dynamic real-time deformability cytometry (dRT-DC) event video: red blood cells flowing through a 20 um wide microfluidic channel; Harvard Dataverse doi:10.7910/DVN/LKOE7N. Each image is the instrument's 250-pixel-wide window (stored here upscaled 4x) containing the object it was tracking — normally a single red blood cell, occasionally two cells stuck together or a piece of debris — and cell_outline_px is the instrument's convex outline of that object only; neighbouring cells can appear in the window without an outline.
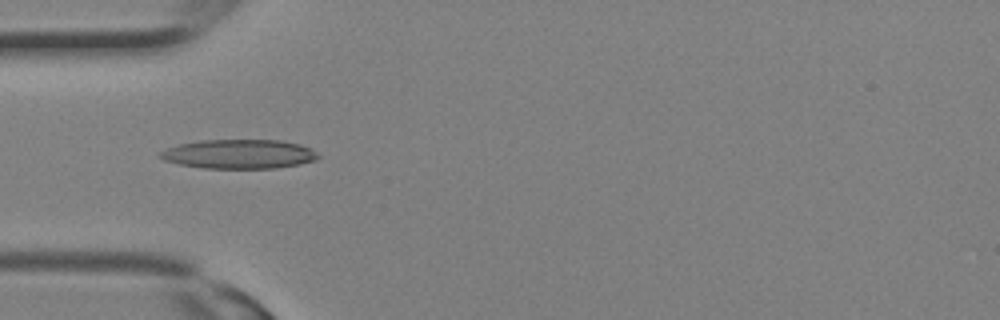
{"species": "Egyptian fruit bat (a non-hibernating species)", "species_latin": "Rousettus aegyptiacus", "temperature_condition": "room temperature", "stored_images_in_passage": 28, "camera_frame_rate_fps": 3000, "um_per_image_px": 0.085, "animal": {"sex": "female"}, "frame": {"image": 1, "passage_image": 8, "time_ms": 2.333, "image_size_px": [1000, 320], "cell_outline_px": [[320, 156], [316, 160], [300, 164], [276, 168], [204, 168], [180, 164], [164, 160], [160, 156], [160, 152], [168, 148], [180, 144], [200, 140], [280, 140], [300, 144], [312, 148]], "centroid_in_image_um": [20.37, 13.09], "position_along_channel_um": 64.6, "area_um2": 26.82}}
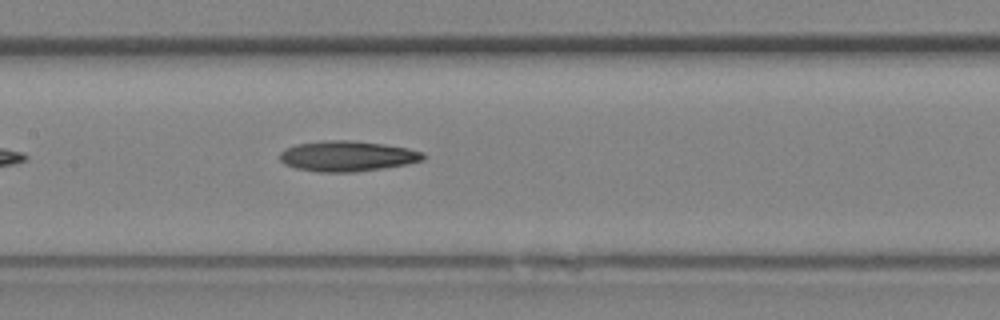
{"frame": {"image": 2, "passage_image": 13, "time_ms": 4.0, "image_size_px": [1000, 320], "cell_outline_px": [[428, 156], [424, 160], [408, 164], [384, 168], [356, 172], [316, 172], [296, 168], [284, 164], [280, 160], [280, 152], [296, 144], [324, 140], [352, 140], [384, 144], [408, 148], [424, 152]], "centroid_in_image_um": [29.56, 13.27], "position_along_channel_um": 177.8, "area_um2": 25.72}}
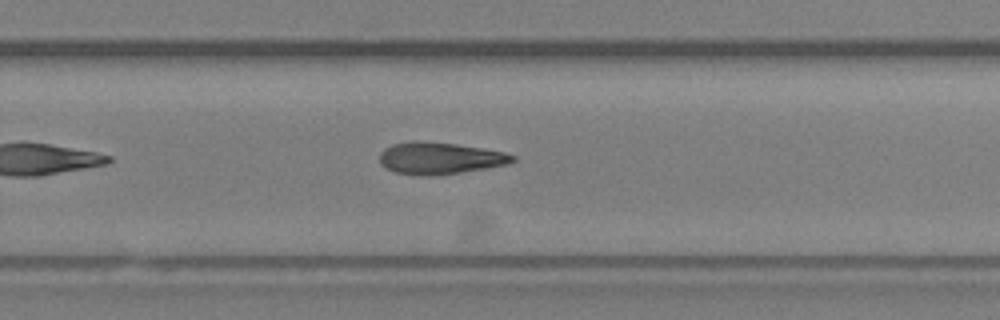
{"frame": {"image": 3, "passage_image": 18, "time_ms": 5.667, "image_size_px": [1000, 320], "cell_outline_px": [[516, 160], [508, 164], [460, 172], [432, 176], [428, 176], [396, 172], [380, 164], [380, 152], [384, 148], [392, 144], [416, 140], [456, 144], [504, 152], [516, 156]], "centroid_in_image_um": [37.37, 13.44], "position_along_channel_um": 292.4, "area_um2": 24.45}}